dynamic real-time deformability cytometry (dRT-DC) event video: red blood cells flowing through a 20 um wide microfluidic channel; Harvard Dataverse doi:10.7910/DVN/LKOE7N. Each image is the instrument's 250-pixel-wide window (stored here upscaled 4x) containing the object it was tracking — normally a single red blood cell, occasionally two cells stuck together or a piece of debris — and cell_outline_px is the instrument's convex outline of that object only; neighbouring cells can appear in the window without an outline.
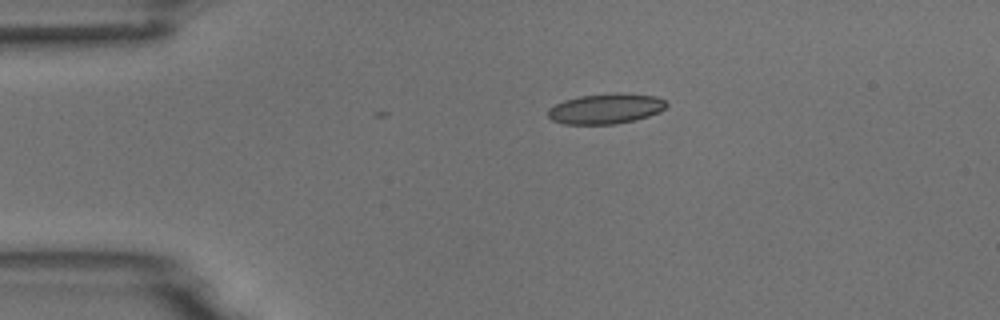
{"species": "common noctule bat (a hibernating species)", "species_latin": "Nyctalus noctula", "temperature_condition": "room temperature", "stored_images_in_passage": 36, "camera_frame_rate_fps": 3000, "um_per_image_px": 0.085, "animal": {"sex": "male", "body_mass_g": 18.8}, "frame": {"image": 1, "passage_image": 1, "time_ms": 0.0, "image_size_px": [1000, 320], "cell_outline_px": [[668, 104], [660, 112], [636, 120], [616, 124], [564, 124], [552, 120], [548, 116], [548, 108], [564, 100], [580, 96], [612, 92], [628, 92], [656, 96], [664, 100]], "centroid_in_image_um": [51.52, 9.22], "position_along_channel_um": 33.5, "area_um2": 21.21}}
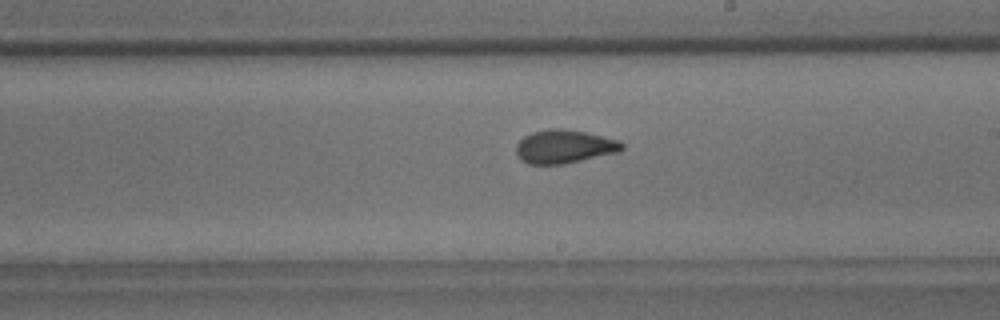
{"frame": {"image": 2, "passage_image": 21, "time_ms": 6.667, "image_size_px": [1000, 320], "cell_outline_px": [[624, 148], [620, 152], [564, 164], [528, 164], [520, 160], [516, 156], [516, 144], [524, 136], [532, 132], [552, 128], [560, 128], [584, 132], [620, 140], [624, 144]], "centroid_in_image_um": [47.96, 12.47], "position_along_channel_um": 241.0, "area_um2": 20.81}}
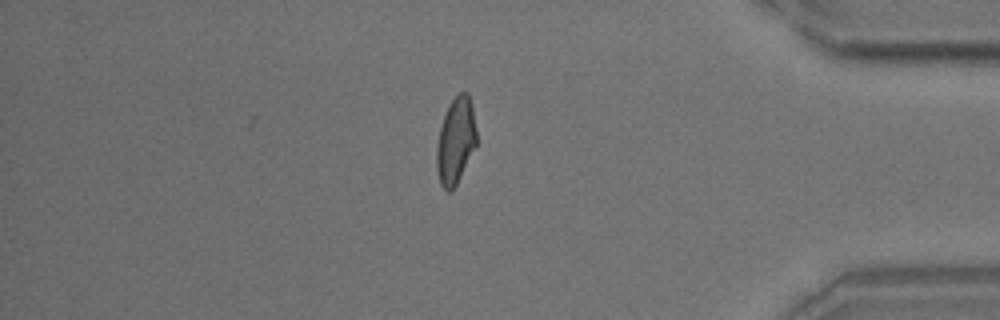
{"frame": {"image": 3, "passage_image": 36, "time_ms": 11.667, "image_size_px": [1000, 320], "cell_outline_px": [[476, 144], [456, 184], [448, 192], [440, 184], [436, 168], [436, 148], [440, 128], [444, 116], [452, 100], [460, 92], [468, 92], [472, 104], [476, 132]], "centroid_in_image_um": [38.72, 11.95], "position_along_channel_um": 396.5, "area_um2": 19.65}, "authors_computed_cell_mechanics": {"area_um2": 20.4323, "velocity_mm_per_s": 3.7271, "shape_relaxation_time_tau1_ms": 5.3651, "shape_relaxation_time_tau2_ms": 1.2485, "deformation_change_tau1": 0.1486, "deformation_change_tau2": 0.0693}}